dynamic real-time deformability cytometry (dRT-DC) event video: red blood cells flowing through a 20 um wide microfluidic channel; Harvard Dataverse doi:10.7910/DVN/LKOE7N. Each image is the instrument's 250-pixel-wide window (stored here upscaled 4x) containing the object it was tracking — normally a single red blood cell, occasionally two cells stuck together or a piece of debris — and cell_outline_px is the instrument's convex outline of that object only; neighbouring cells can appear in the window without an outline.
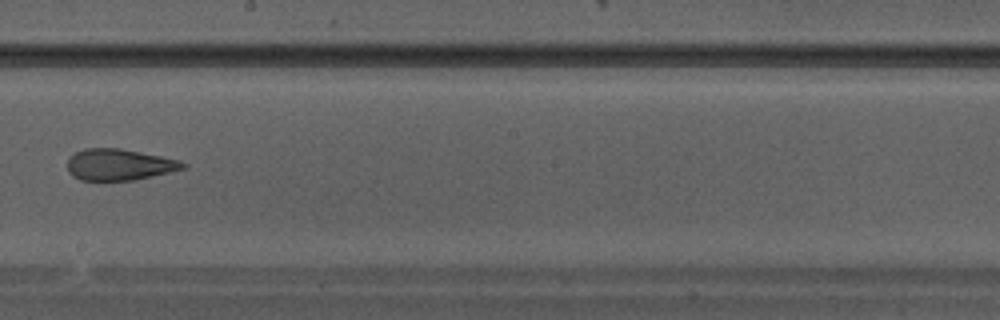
{"species": "Egyptian fruit bat (a non-hibernating species)", "species_latin": "Rousettus aegyptiacus", "temperature_condition": "warm", "stored_images_in_passage": 33, "camera_frame_rate_fps": 3000, "um_per_image_px": 0.085, "animal": {"sex": "male"}, "frame": {"image": 1, "passage_image": 19, "time_ms": 6.0, "image_size_px": [1000, 320], "cell_outline_px": [[188, 164], [184, 168], [136, 180], [80, 180], [72, 176], [68, 172], [68, 160], [76, 152], [84, 148], [120, 148], [180, 160]], "centroid_in_image_um": [10.12, 13.99], "position_along_channel_um": 238.1, "area_um2": 20.98}}